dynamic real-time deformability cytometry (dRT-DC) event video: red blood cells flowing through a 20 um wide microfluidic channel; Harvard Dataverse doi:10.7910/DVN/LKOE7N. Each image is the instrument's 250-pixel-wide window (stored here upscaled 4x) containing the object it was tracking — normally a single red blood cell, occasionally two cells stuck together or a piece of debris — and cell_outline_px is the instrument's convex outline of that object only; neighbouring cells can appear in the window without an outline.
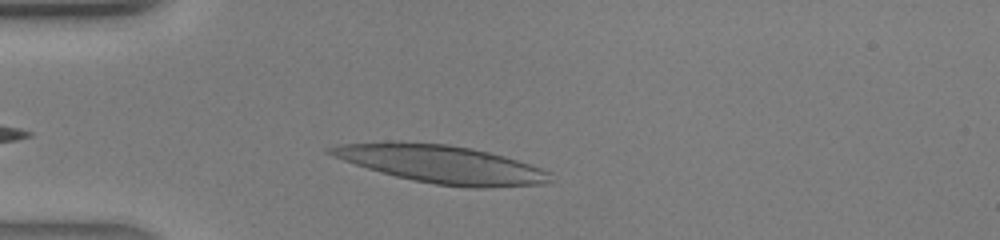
{"species": "human", "species_latin": "Homo sapiens", "temperature_condition": "warm", "stored_images_in_passage": 32, "camera_frame_rate_fps": 3000, "um_per_image_px": 0.085, "donor": {"sex": "male"}, "frame": {"image": 1, "passage_image": 2, "time_ms": 0.333, "image_size_px": [1000, 240], "cell_outline_px": [[552, 180], [544, 184], [484, 188], [472, 188], [436, 184], [412, 180], [396, 176], [368, 168], [332, 156], [324, 152], [324, 148], [340, 144], [448, 144], [472, 148], [504, 156], [552, 172]], "centroid_in_image_um": [37.62, 13.99], "position_along_channel_um": 47.4, "area_um2": 47.22}}
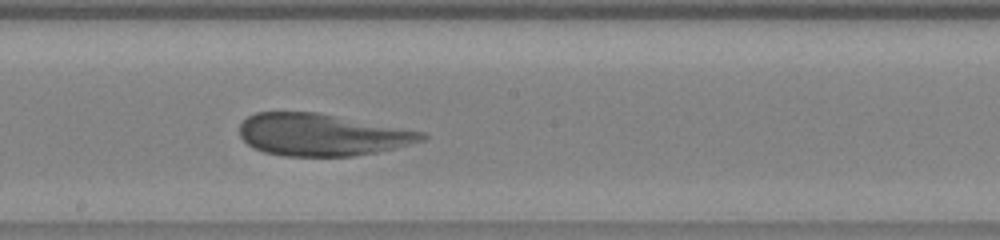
{"frame": {"image": 2, "passage_image": 14, "time_ms": 4.333, "image_size_px": [1000, 240], "cell_outline_px": [[428, 136], [424, 140], [396, 148], [376, 152], [352, 156], [284, 156], [264, 152], [248, 144], [240, 136], [240, 124], [248, 116], [256, 112], [316, 112], [424, 132]], "centroid_in_image_um": [27.34, 11.45], "position_along_channel_um": 220.9, "area_um2": 44.45}}
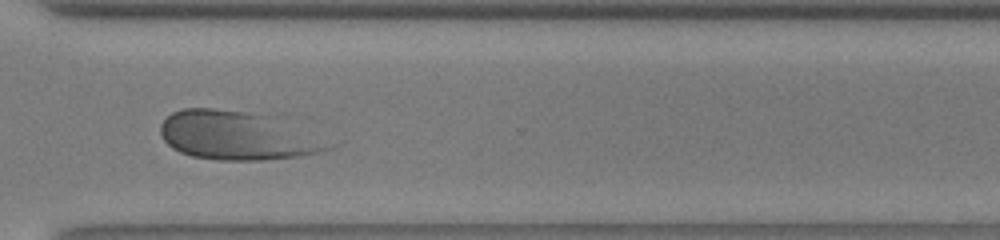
{"frame": {"image": 3, "passage_image": 22, "time_ms": 7.0, "image_size_px": [1000, 240], "cell_outline_px": [[336, 144], [332, 148], [324, 152], [300, 156], [264, 160], [220, 160], [192, 156], [180, 152], [172, 148], [164, 140], [160, 132], [160, 124], [172, 112], [184, 108], [212, 108], [248, 112], [280, 116]], "centroid_in_image_um": [20.27, 11.51], "position_along_channel_um": 350.3, "area_um2": 48.61}}